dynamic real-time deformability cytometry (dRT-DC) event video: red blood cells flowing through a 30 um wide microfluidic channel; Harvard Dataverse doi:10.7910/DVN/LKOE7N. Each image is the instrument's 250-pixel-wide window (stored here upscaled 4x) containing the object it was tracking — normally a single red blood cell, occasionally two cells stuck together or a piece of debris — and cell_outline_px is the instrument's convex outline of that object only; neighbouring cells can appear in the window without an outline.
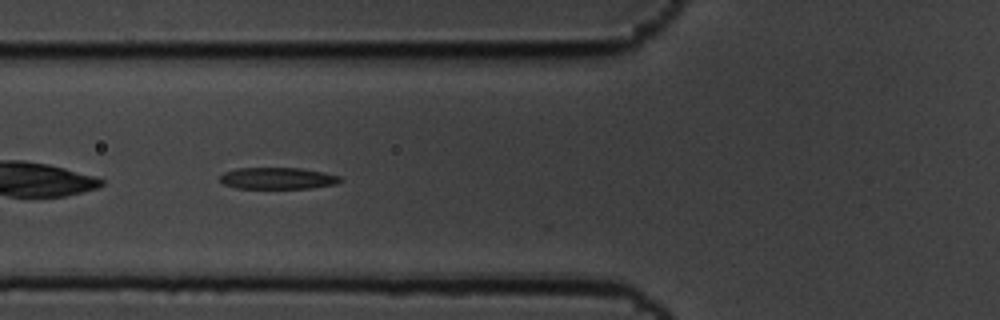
{"species": "common noctule bat (a hibernating species)", "species_latin": "Nyctalus noctula", "temperature_condition": "cold", "stored_images_in_passage": 41, "camera_frame_rate_fps": 3000, "um_per_image_px": 0.085, "animal": {"sex": "male", "body_mass_g": 19.5, "forearm_length_mm": 54.6}, "frame": {"image": 1, "passage_image": 5, "time_ms": 1.333, "image_size_px": [1000, 320], "cell_outline_px": [[344, 180], [336, 184], [312, 188], [236, 188], [224, 184], [220, 180], [220, 176], [224, 172], [236, 168], [300, 168], [324, 172], [340, 176]], "centroid_in_image_um": [23.63, 15.15], "position_along_channel_um": 102.2, "area_um2": 15.2}}
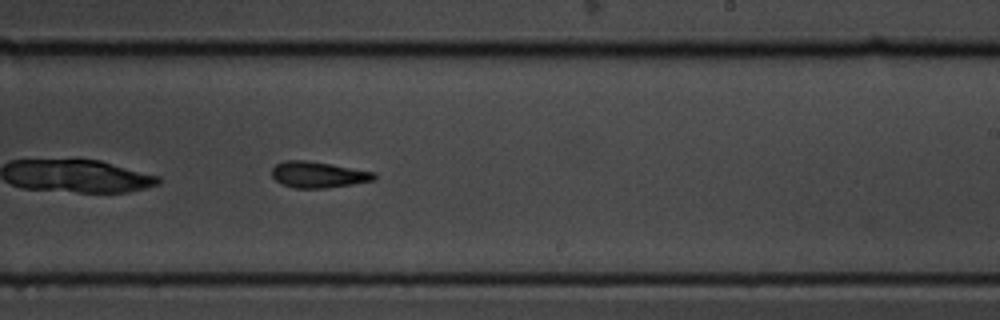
{"frame": {"image": 2, "passage_image": 19, "time_ms": 6.0, "image_size_px": [1000, 320], "cell_outline_px": [[376, 180], [352, 184], [324, 188], [296, 188], [280, 184], [272, 176], [272, 168], [276, 164], [284, 160], [308, 160], [376, 172]], "centroid_in_image_um": [27.04, 14.84], "position_along_channel_um": 262.0, "area_um2": 15.66}}
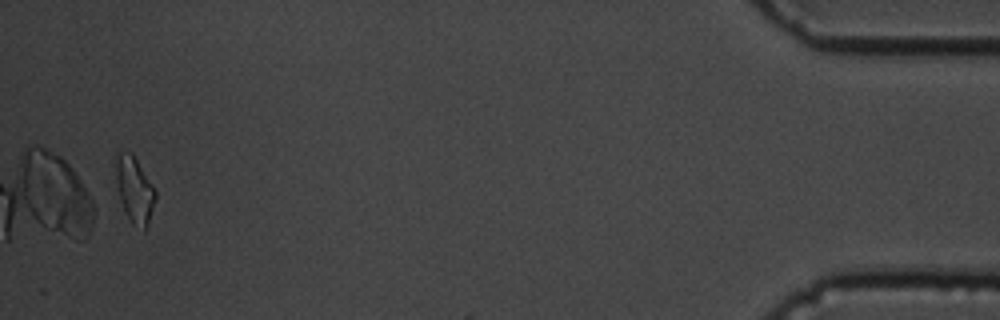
{"frame": {"image": 3, "passage_image": 40, "time_ms": 13.0, "image_size_px": [1000, 320], "cell_outline_px": [[156, 196], [148, 228], [144, 232], [132, 224], [124, 212], [120, 200], [116, 184], [112, 164], [112, 156], [120, 152], [132, 152], [156, 188]], "centroid_in_image_um": [11.4, 16.1], "position_along_channel_um": 423.8, "area_um2": 16.24}, "authors_computed_cell_mechanics": {"area_um2": 15.606, "velocity_mm_per_s": 3.4198, "shape_relaxation_time_tau1_ms": 6.2797, "shape_relaxation_time_tau2_ms": 7.9448, "deformation_change_tau1": 0.1781, "deformation_change_tau2": 0.182}}